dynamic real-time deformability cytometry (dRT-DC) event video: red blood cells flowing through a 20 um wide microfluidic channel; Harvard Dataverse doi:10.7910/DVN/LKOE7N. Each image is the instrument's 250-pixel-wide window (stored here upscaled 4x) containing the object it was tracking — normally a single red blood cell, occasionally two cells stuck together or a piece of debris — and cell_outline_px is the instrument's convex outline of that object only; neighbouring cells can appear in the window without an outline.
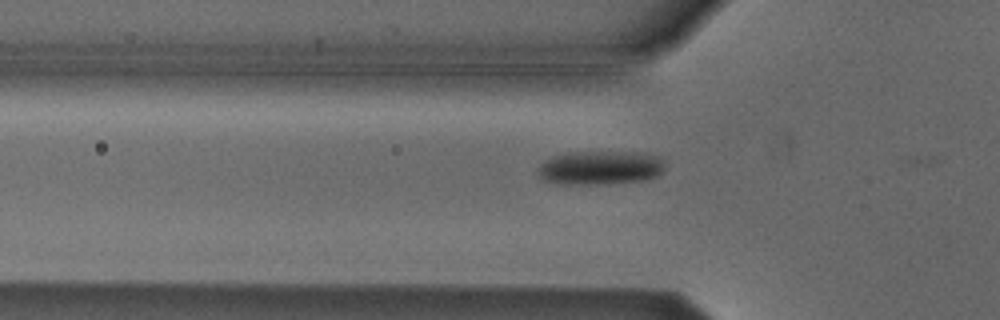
{"species": "Egyptian fruit bat (a non-hibernating species)", "species_latin": "Rousettus aegyptiacus", "temperature_condition": "cold", "stored_images_in_passage": 6, "segment_of_instrument_passage": [2, 2], "camera_frame_rate_fps": 3000, "um_per_image_px": 0.085, "animal": {"sex": "male"}, "frame": {"image": 1, "passage_image": 6, "time_ms": 1.667, "image_size_px": [1000, 320], "cell_outline_px": [[664, 172], [660, 176], [644, 180], [596, 184], [560, 184], [544, 180], [540, 176], [536, 168], [544, 160], [552, 156], [568, 152], [644, 152], [660, 156], [664, 160]], "centroid_in_image_um": [51.05, 14.24], "position_along_channel_um": 74.7, "area_um2": 25.49}}